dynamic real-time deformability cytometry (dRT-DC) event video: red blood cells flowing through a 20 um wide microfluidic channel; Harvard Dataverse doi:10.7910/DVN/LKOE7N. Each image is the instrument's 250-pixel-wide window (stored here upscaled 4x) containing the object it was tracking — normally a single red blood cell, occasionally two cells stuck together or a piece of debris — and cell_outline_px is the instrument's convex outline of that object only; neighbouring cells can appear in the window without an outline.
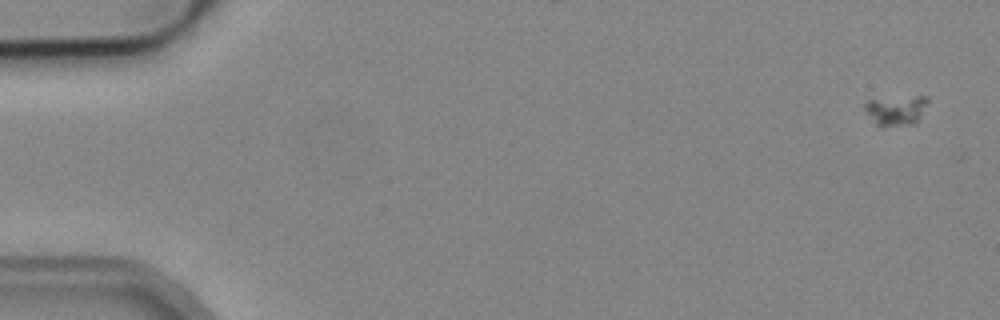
{"species": "common noctule bat (a hibernating species)", "species_latin": "Nyctalus noctula", "temperature_condition": "cold", "stored_images_in_passage": 4, "camera_frame_rate_fps": 3000, "um_per_image_px": 0.085, "animal": {"sex": "male", "body_mass_g": 19.2, "forearm_length_mm": 51.8}, "frame": {"image": 1, "passage_image": 1, "time_ms": 0.0, "image_size_px": [1000, 320], "cell_outline_px": [[928, 100], [916, 120], [912, 124], [880, 128], [876, 124], [864, 108], [864, 104], [868, 100], [916, 96], [928, 96]], "centroid_in_image_um": [76.12, 9.39], "position_along_channel_um": 8.9, "area_um2": 10.64}}